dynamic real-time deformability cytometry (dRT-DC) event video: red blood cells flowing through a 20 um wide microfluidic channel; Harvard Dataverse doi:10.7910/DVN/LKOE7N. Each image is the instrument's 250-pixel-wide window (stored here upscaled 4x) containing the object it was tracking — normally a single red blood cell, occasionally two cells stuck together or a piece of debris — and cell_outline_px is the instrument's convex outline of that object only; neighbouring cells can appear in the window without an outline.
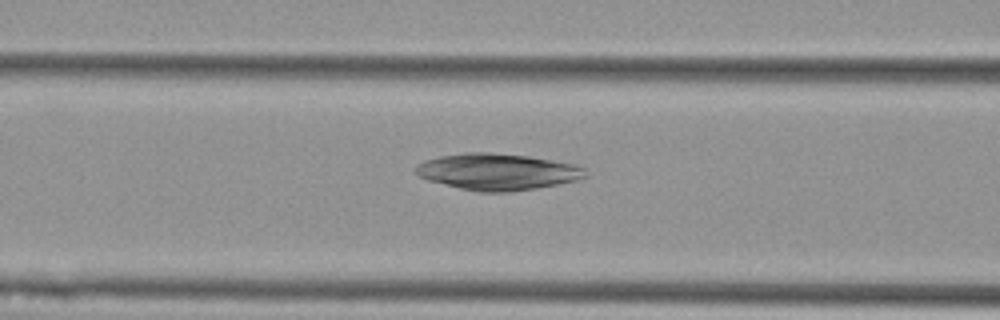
{"species": "Egyptian fruit bat (a non-hibernating species)", "species_latin": "Rousettus aegyptiacus", "temperature_condition": "cold", "stored_images_in_passage": 9, "segment_of_instrument_passage": [1, 2], "camera_frame_rate_fps": 3000, "um_per_image_px": 0.085, "animal": {"sex": "female"}, "frame": {"image": 1, "passage_image": 7, "time_ms": 2.0, "image_size_px": [1000, 320], "cell_outline_px": [[588, 176], [576, 180], [536, 188], [508, 192], [480, 192], [460, 188], [428, 180], [420, 176], [416, 172], [416, 164], [424, 160], [440, 156], [464, 152], [492, 152], [528, 156], [576, 164], [584, 168]], "centroid_in_image_um": [42.28, 14.59], "position_along_channel_um": 124.3, "area_um2": 36.01}}